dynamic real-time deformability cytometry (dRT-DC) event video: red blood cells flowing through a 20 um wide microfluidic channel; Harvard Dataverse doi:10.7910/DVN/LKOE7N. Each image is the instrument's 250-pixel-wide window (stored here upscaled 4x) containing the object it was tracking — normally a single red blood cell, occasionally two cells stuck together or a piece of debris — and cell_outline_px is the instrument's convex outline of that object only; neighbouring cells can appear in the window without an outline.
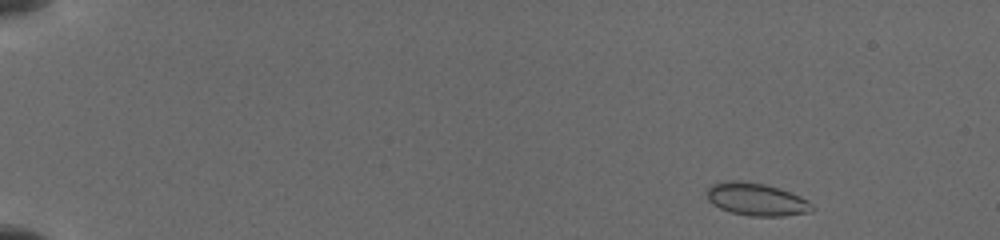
{"species": "common noctule bat (a hibernating species)", "species_latin": "Nyctalus noctula", "temperature_condition": "cold", "stored_images_in_passage": 39, "camera_frame_rate_fps": 3000, "um_per_image_px": 0.085, "animal": {"sex": "female", "body_mass_g": 19.5, "forearm_length_mm": 54.1}, "frame": {"image": 1, "passage_image": 2, "time_ms": 0.333, "image_size_px": [1000, 240], "cell_outline_px": [[816, 208], [808, 212], [784, 216], [752, 216], [732, 212], [720, 208], [712, 204], [708, 200], [708, 188], [712, 184], [724, 180], [740, 180], [764, 184], [780, 188], [800, 196], [808, 200]], "centroid_in_image_um": [64.31, 16.93], "position_along_channel_um": 20.7, "area_um2": 20.06}}
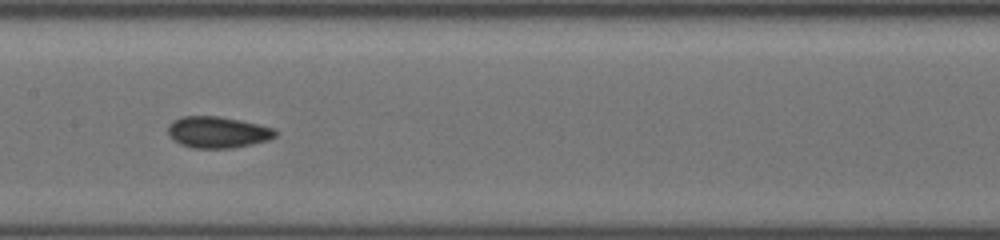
{"frame": {"image": 2, "passage_image": 19, "time_ms": 8.0, "image_size_px": [1000, 240], "cell_outline_px": [[276, 136], [268, 140], [252, 144], [232, 148], [192, 148], [180, 144], [172, 140], [168, 132], [168, 124], [172, 120], [180, 116], [220, 116], [260, 124], [272, 128], [276, 132]], "centroid_in_image_um": [18.46, 11.23], "position_along_channel_um": 188.9, "area_um2": 19.83}}
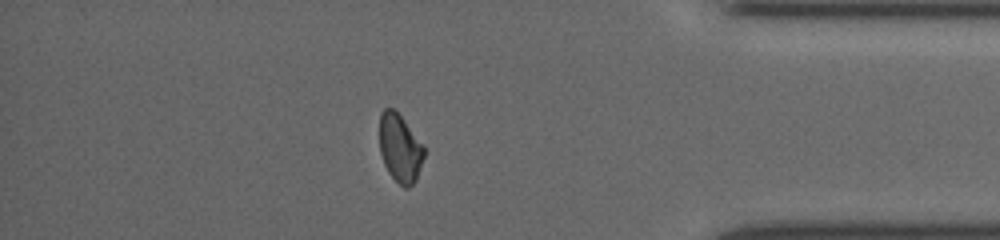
{"frame": {"image": 3, "passage_image": 34, "time_ms": 14.0, "image_size_px": [1000, 240], "cell_outline_px": [[424, 156], [416, 180], [408, 188], [404, 188], [388, 172], [384, 164], [380, 152], [380, 112], [384, 108], [392, 108], [404, 120], [424, 144]], "centroid_in_image_um": [34.0, 12.59], "position_along_channel_um": 401.2, "area_um2": 17.63}}